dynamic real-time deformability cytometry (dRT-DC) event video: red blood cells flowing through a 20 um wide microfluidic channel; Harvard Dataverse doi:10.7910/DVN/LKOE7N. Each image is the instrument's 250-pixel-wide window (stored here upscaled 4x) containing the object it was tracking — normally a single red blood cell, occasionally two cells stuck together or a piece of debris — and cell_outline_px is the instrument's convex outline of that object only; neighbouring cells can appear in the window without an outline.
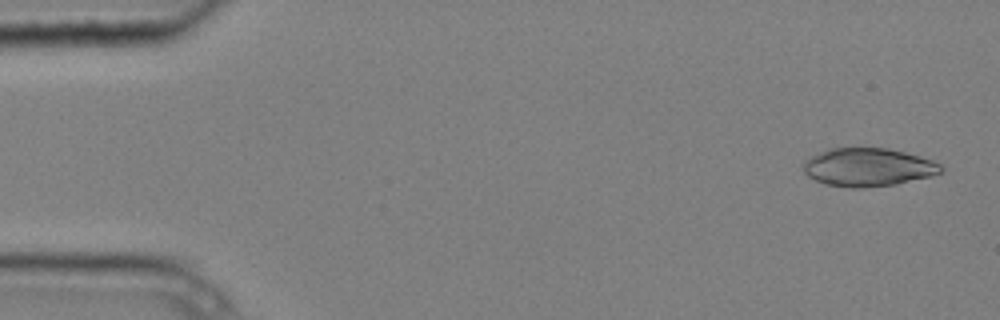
{"species": "common noctule bat (a hibernating species)", "species_latin": "Nyctalus noctula", "temperature_condition": "cold", "stored_images_in_passage": 8, "camera_frame_rate_fps": 3000, "um_per_image_px": 0.085, "animal": {"sex": "male", "body_mass_g": 20.4}, "frame": {"image": 1, "passage_image": 1, "time_ms": 0.0, "image_size_px": [1000, 320], "cell_outline_px": [[944, 172], [932, 176], [896, 184], [864, 188], [852, 188], [824, 184], [808, 176], [804, 172], [800, 164], [812, 156], [820, 152], [832, 148], [888, 148], [920, 156], [932, 160], [940, 164], [944, 168]], "centroid_in_image_um": [73.8, 14.22], "position_along_channel_um": 11.2, "area_um2": 30.87}}